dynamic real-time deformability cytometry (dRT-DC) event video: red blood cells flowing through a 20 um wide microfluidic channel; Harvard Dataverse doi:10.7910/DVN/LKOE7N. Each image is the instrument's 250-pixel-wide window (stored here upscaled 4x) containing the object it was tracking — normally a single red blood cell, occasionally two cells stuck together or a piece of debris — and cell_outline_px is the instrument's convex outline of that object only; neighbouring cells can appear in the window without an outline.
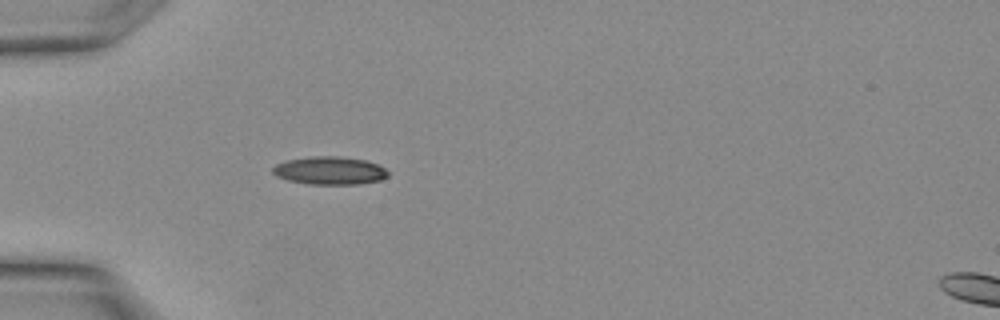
{"species": "Egyptian fruit bat (a non-hibernating species)", "species_latin": "Rousettus aegyptiacus", "temperature_condition": "warm", "stored_images_in_passage": 31, "camera_frame_rate_fps": 3000, "um_per_image_px": 0.085, "animal": {"sex": "female"}, "frame": {"image": 1, "passage_image": 10, "time_ms": 3.0, "image_size_px": [1000, 320], "cell_outline_px": [[388, 176], [380, 180], [360, 184], [308, 184], [288, 180], [276, 176], [272, 172], [272, 168], [276, 164], [288, 160], [312, 156], [336, 156], [364, 160], [376, 164], [384, 168], [388, 172]], "centroid_in_image_um": [28.01, 14.5], "position_along_channel_um": 57.0, "area_um2": 18.67}}
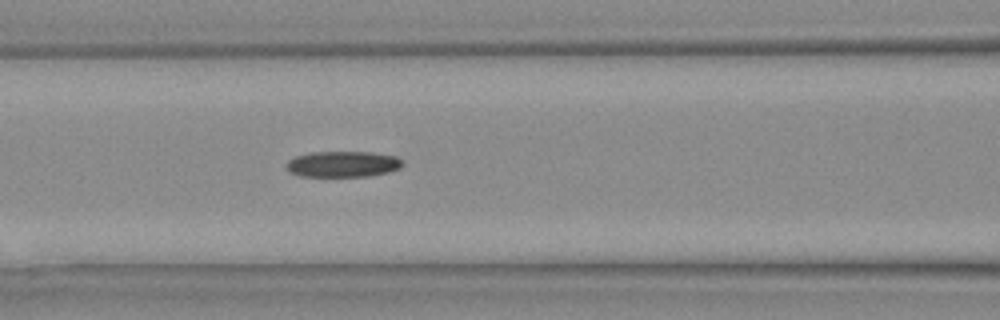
{"frame": {"image": 2, "passage_image": 14, "time_ms": 4.333, "image_size_px": [1000, 320], "cell_outline_px": [[400, 168], [388, 172], [368, 176], [304, 176], [292, 172], [284, 164], [288, 160], [296, 156], [312, 152], [368, 152], [396, 156], [400, 160]], "centroid_in_image_um": [29.12, 13.94], "position_along_channel_um": 137.5, "area_um2": 17.22}}